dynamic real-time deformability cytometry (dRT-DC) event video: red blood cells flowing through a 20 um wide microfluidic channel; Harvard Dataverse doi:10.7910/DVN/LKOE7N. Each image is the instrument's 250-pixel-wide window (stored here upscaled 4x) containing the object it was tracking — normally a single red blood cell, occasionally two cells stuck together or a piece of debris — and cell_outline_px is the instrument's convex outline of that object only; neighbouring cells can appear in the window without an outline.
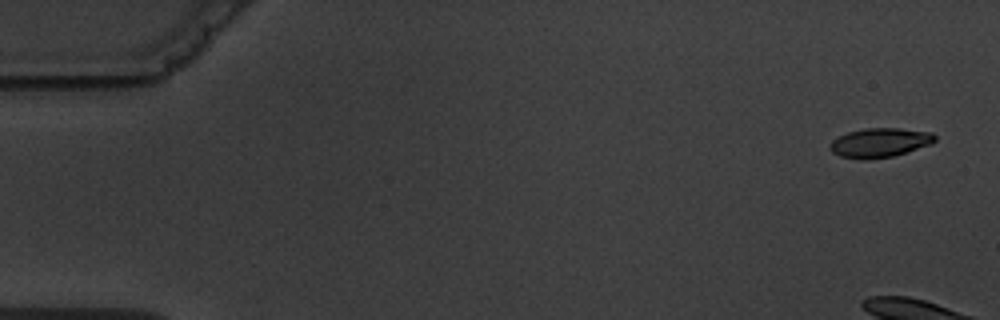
{"species": "common noctule bat (a hibernating species)", "species_latin": "Nyctalus noctula", "temperature_condition": "warm", "stored_images_in_passage": 3, "camera_frame_rate_fps": 3000, "um_per_image_px": 0.085, "animal": {"sex": "male", "body_mass_g": 19.5, "forearm_length_mm": 54.6}, "frame": {"image": 1, "passage_image": 1, "time_ms": 0.0, "image_size_px": [1000, 320], "cell_outline_px": [[936, 140], [932, 144], [892, 156], [868, 160], [860, 160], [840, 156], [832, 152], [828, 148], [832, 140], [848, 132], [864, 128], [900, 128], [932, 132], [936, 136]], "centroid_in_image_um": [74.78, 12.13], "position_along_channel_um": 10.2, "area_um2": 18.03}}